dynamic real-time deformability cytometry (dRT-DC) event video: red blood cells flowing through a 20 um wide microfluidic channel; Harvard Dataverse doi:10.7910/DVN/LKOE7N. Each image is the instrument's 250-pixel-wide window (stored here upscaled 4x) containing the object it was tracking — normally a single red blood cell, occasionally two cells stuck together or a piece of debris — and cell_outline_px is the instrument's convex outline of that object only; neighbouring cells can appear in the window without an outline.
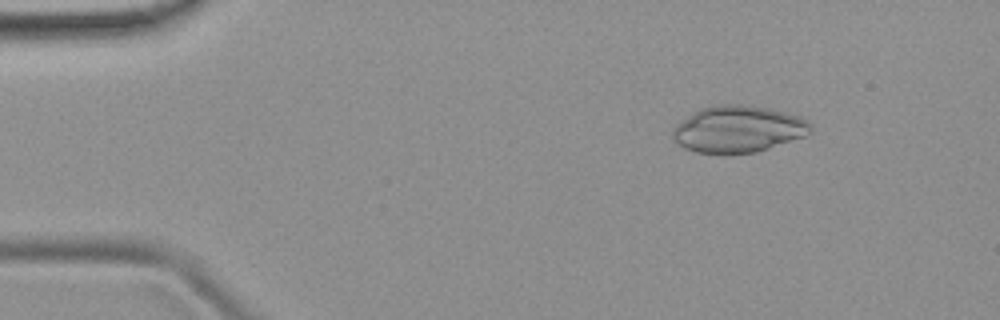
{"species": "common noctule bat (a hibernating species)", "species_latin": "Nyctalus noctula", "temperature_condition": "room temperature", "stored_images_in_passage": 51, "camera_frame_rate_fps": 3000, "um_per_image_px": 0.085, "animal": {"sex": "female", "body_mass_g": 19.9}, "frame": {"image": 1, "passage_image": 7, "time_ms": 2.0, "image_size_px": [1000, 320], "cell_outline_px": [[812, 132], [808, 136], [756, 152], [696, 152], [684, 148], [672, 140], [672, 132], [676, 124], [700, 108], [724, 104], [740, 104], [768, 108], [800, 116], [808, 120], [812, 124]], "centroid_in_image_um": [62.79, 10.96], "position_along_channel_um": 22.2, "area_um2": 37.45}}
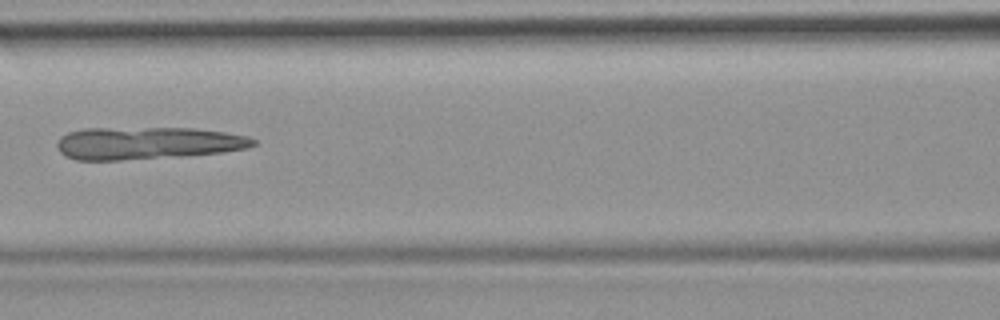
{"frame": {"image": 2, "passage_image": 23, "time_ms": 7.333, "image_size_px": [1000, 320], "cell_outline_px": [[256, 144], [248, 148], [224, 152], [180, 156], [120, 160], [76, 160], [64, 156], [56, 148], [56, 144], [60, 136], [68, 132], [84, 128], [196, 128], [224, 132], [248, 136], [256, 140]], "centroid_in_image_um": [12.5, 12.16], "position_along_channel_um": 154.1, "area_um2": 37.34}}
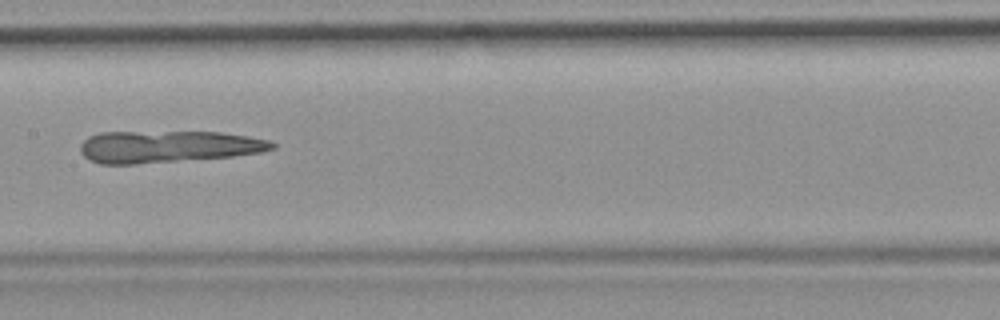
{"frame": {"image": 3, "passage_image": 26, "time_ms": 8.333, "image_size_px": [1000, 320], "cell_outline_px": [[276, 148], [260, 152], [232, 156], [136, 164], [100, 164], [88, 160], [80, 152], [80, 144], [88, 136], [100, 132], [220, 132], [248, 136], [272, 140], [276, 144]], "centroid_in_image_um": [14.26, 12.46], "position_along_channel_um": 193.1, "area_um2": 35.89}}